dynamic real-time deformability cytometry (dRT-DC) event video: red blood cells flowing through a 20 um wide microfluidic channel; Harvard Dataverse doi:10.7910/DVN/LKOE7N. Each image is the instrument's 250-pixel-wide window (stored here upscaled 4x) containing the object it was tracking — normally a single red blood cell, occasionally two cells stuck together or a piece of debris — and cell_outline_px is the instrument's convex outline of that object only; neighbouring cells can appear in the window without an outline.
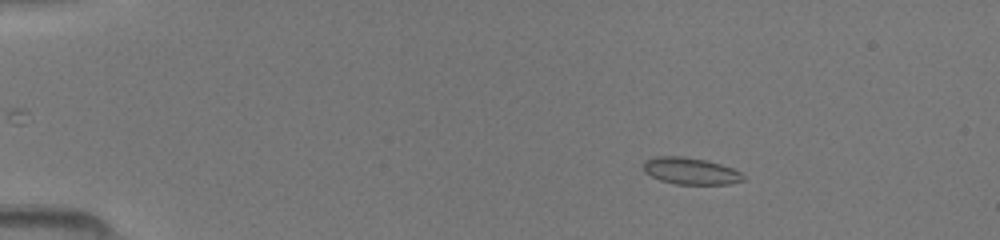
{"species": "common noctule bat (a hibernating species)", "species_latin": "Nyctalus noctula", "temperature_condition": "room temperature", "stored_images_in_passage": 48, "camera_frame_rate_fps": 3000, "um_per_image_px": 0.085, "animal": {"sex": "female", "body_mass_g": 19.5, "forearm_length_mm": 54.1}, "frame": {"image": 1, "passage_image": 8, "time_ms": 2.333, "image_size_px": [1000, 240], "cell_outline_px": [[744, 180], [728, 184], [676, 184], [660, 180], [644, 172], [644, 160], [656, 156], [684, 156], [708, 160], [732, 168], [740, 172], [744, 176]], "centroid_in_image_um": [58.69, 14.52], "position_along_channel_um": 26.3, "area_um2": 15.61}}
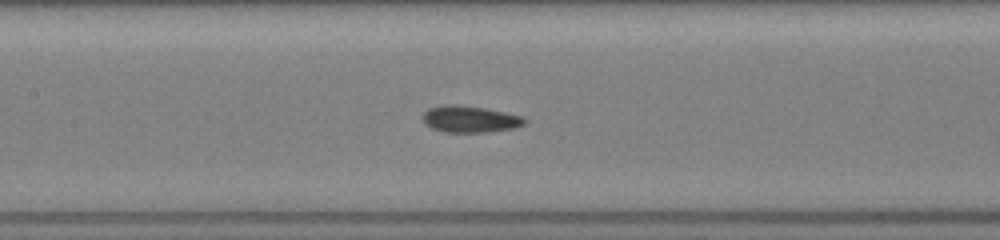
{"frame": {"image": 2, "passage_image": 24, "time_ms": 7.667, "image_size_px": [1000, 240], "cell_outline_px": [[528, 120], [524, 124], [516, 128], [488, 132], [444, 132], [432, 128], [424, 124], [420, 116], [428, 108], [440, 104], [456, 104], [484, 108], [504, 112], [520, 116]], "centroid_in_image_um": [39.88, 10.12], "position_along_channel_um": 167.5, "area_um2": 16.07}}
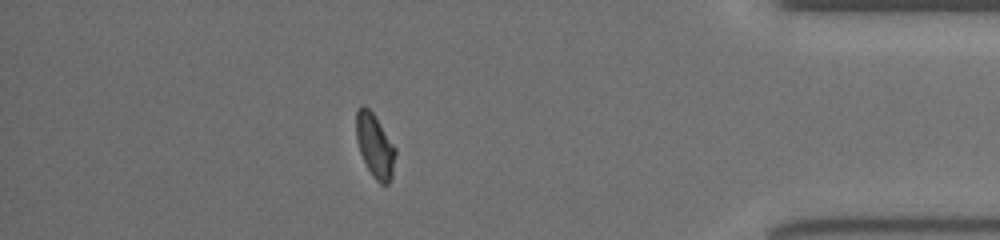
{"frame": {"image": 3, "passage_image": 43, "time_ms": 14.0, "image_size_px": [1000, 240], "cell_outline_px": [[396, 152], [392, 176], [388, 184], [380, 184], [372, 176], [360, 152], [356, 140], [356, 112], [360, 104], [364, 104], [372, 112], [396, 148]], "centroid_in_image_um": [31.86, 12.37], "position_along_channel_um": 403.3, "area_um2": 14.51}}